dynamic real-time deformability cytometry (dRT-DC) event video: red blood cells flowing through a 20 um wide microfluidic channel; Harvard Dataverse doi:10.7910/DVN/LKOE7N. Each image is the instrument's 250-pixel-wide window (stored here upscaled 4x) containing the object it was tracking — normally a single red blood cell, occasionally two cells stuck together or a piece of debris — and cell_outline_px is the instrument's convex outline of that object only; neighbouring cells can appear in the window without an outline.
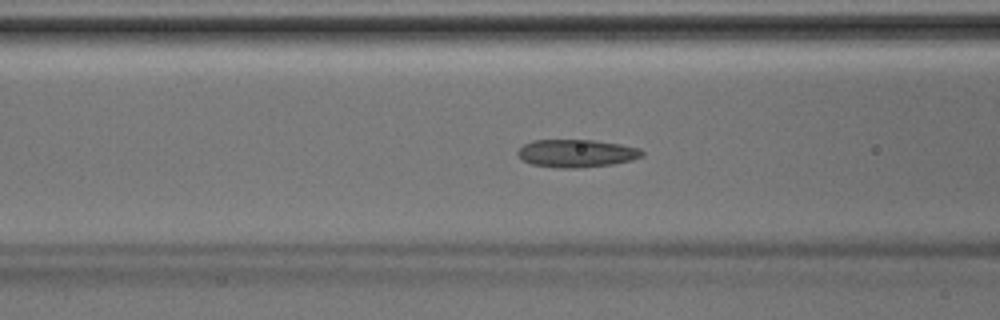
{"species": "Egyptian fruit bat (a non-hibernating species)", "species_latin": "Rousettus aegyptiacus", "temperature_condition": "room temperature", "stored_images_in_passage": 43, "camera_frame_rate_fps": 3000, "um_per_image_px": 0.085, "animal": {"sex": "male"}, "frame": {"image": 1, "passage_image": 16, "time_ms": 5.0, "image_size_px": [1000, 320], "cell_outline_px": [[644, 156], [632, 160], [612, 164], [576, 168], [560, 168], [532, 164], [524, 160], [516, 152], [524, 144], [532, 140], [592, 140], [620, 144], [640, 148], [644, 152]], "centroid_in_image_um": [49.03, 13.03], "position_along_channel_um": 117.6, "area_um2": 20.06}}
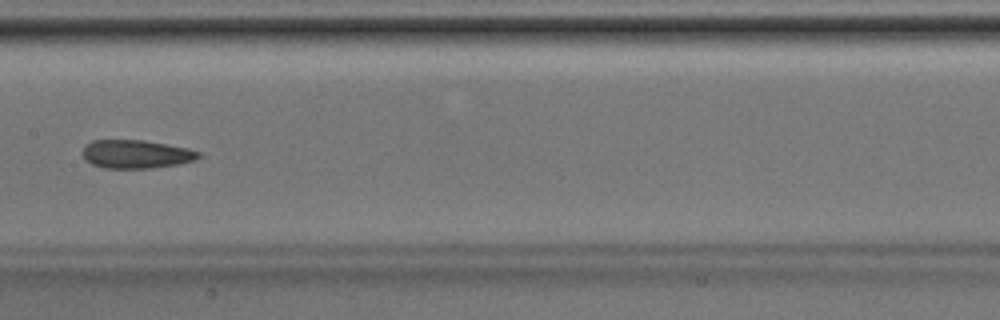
{"frame": {"image": 2, "passage_image": 21, "time_ms": 6.667, "image_size_px": [1000, 320], "cell_outline_px": [[200, 156], [196, 160], [180, 164], [148, 168], [104, 168], [92, 164], [84, 160], [84, 144], [92, 140], [144, 140], [188, 148], [200, 152]], "centroid_in_image_um": [11.57, 13.1], "position_along_channel_um": 195.8, "area_um2": 19.25}}
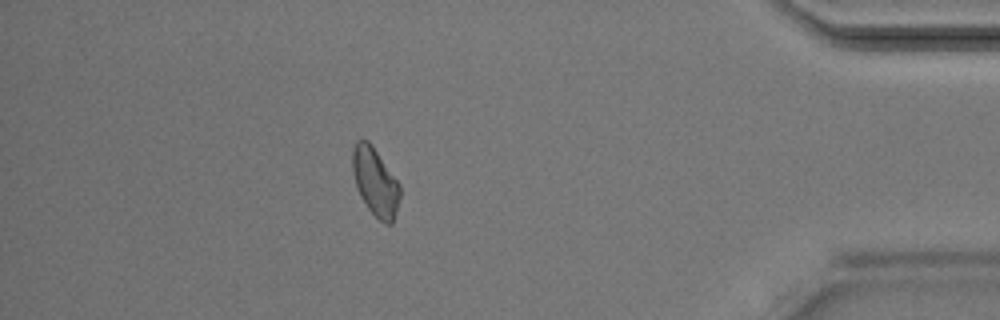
{"frame": {"image": 3, "passage_image": 37, "time_ms": 12.0, "image_size_px": [1000, 320], "cell_outline_px": [[400, 196], [396, 212], [392, 224], [388, 224], [380, 220], [368, 208], [360, 196], [352, 172], [352, 148], [356, 140], [368, 140], [372, 144], [400, 184]], "centroid_in_image_um": [31.89, 15.42], "position_along_channel_um": 403.3, "area_um2": 18.79}}